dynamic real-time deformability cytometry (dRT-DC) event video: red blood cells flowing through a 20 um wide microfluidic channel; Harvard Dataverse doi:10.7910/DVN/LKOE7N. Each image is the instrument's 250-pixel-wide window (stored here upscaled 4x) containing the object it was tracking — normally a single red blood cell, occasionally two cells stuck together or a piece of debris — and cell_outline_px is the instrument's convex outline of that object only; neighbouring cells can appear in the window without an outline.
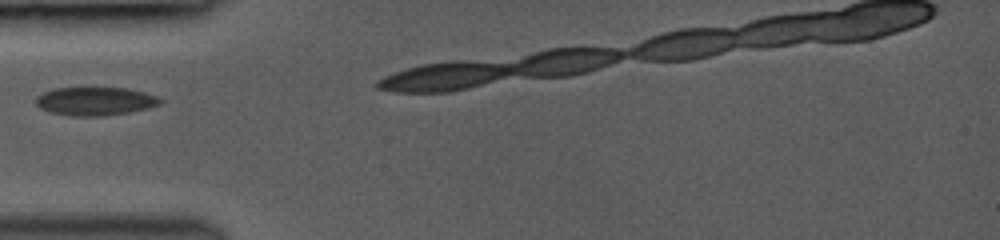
{"species": "common noctule bat (a hibernating species)", "species_latin": "Nyctalus noctula", "temperature_condition": "room temperature", "stored_images_in_passage": 3, "camera_frame_rate_fps": 3000, "um_per_image_px": 0.085, "animal": {"sex": "female", "body_mass_g": 19.0, "forearm_length_mm": 53.3}, "frame": {"image": 1, "passage_image": 1, "time_ms": 0.0, "image_size_px": [1000, 240], "cell_outline_px": [[164, 100], [160, 104], [148, 108], [128, 112], [104, 116], [72, 116], [48, 112], [40, 108], [36, 104], [36, 96], [44, 92], [56, 88], [128, 88], [144, 92], [156, 96]], "centroid_in_image_um": [8.08, 8.61], "position_along_channel_um": 76.9, "area_um2": 20.58}}